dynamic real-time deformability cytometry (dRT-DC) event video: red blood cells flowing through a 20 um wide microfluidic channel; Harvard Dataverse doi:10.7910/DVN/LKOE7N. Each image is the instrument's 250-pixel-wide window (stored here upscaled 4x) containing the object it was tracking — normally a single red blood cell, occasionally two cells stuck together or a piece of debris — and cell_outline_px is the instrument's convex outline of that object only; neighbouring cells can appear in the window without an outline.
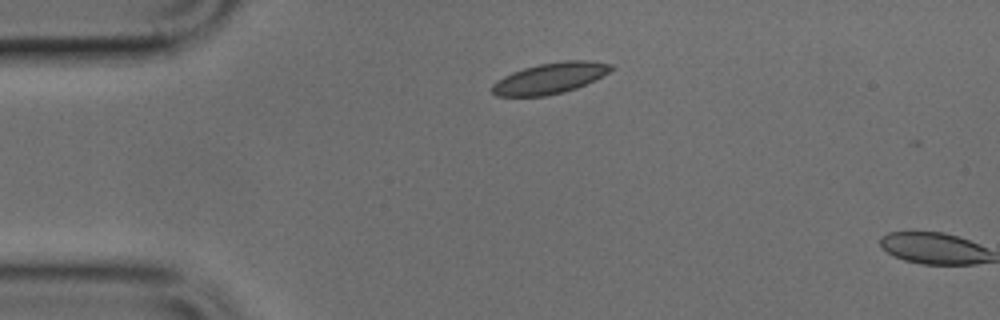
{"species": "common noctule bat (a hibernating species)", "species_latin": "Nyctalus noctula", "temperature_condition": "cold", "stored_images_in_passage": 2, "camera_frame_rate_fps": 3000, "um_per_image_px": 0.085, "animal": {"sex": "male", "body_mass_g": 17.9, "forearm_length_mm": 54.2}, "frame": {"image": 1, "passage_image": 1, "time_ms": 0.0, "image_size_px": [1000, 320], "cell_outline_px": [[612, 68], [608, 72], [576, 88], [564, 92], [544, 96], [496, 96], [492, 92], [492, 84], [496, 80], [512, 72], [524, 68], [540, 64], [564, 60], [588, 60], [612, 64]], "centroid_in_image_um": [46.7, 6.65], "position_along_channel_um": 38.3, "area_um2": 21.15}}